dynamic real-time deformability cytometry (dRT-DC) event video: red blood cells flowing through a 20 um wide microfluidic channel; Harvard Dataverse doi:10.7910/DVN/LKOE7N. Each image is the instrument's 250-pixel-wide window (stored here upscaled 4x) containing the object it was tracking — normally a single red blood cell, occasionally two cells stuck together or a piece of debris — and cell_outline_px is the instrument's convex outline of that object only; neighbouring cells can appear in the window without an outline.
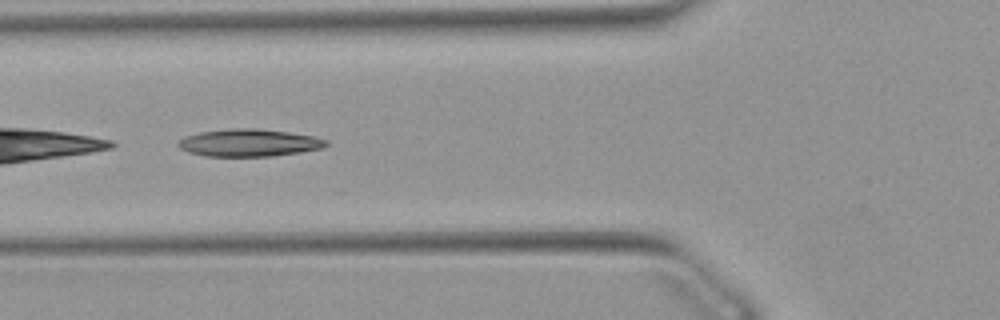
{"species": "Egyptian fruit bat (a non-hibernating species)", "species_latin": "Rousettus aegyptiacus", "temperature_condition": "warm", "stored_images_in_passage": 22, "camera_frame_rate_fps": 3000, "um_per_image_px": 0.085, "animal": {"sex": "female"}, "frame": {"image": 1, "passage_image": 4, "time_ms": 1.0, "image_size_px": [1000, 320], "cell_outline_px": [[328, 144], [324, 148], [300, 152], [272, 156], [204, 156], [188, 152], [180, 148], [176, 144], [184, 136], [200, 132], [228, 128], [256, 128], [288, 132], [312, 136], [328, 140]], "centroid_in_image_um": [21.15, 12.13], "position_along_channel_um": 104.6, "area_um2": 23.7}}
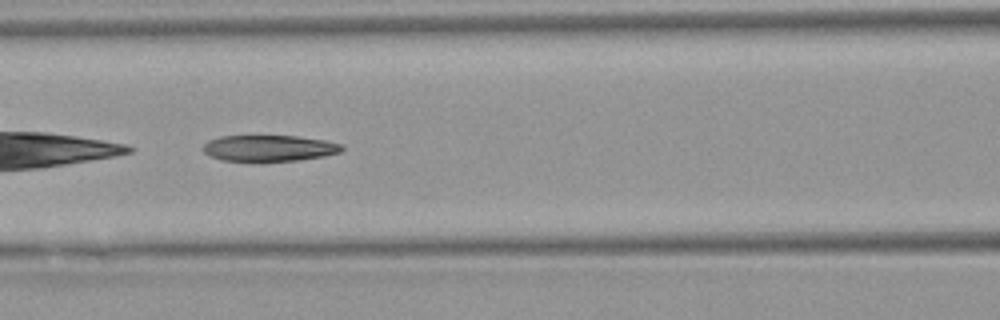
{"frame": {"image": 2, "passage_image": 7, "time_ms": 2.0, "image_size_px": [1000, 320], "cell_outline_px": [[344, 148], [340, 152], [324, 156], [300, 160], [264, 164], [256, 164], [220, 160], [208, 156], [204, 152], [204, 144], [208, 140], [220, 136], [296, 136], [324, 140], [344, 144]], "centroid_in_image_um": [22.84, 12.65], "position_along_channel_um": 143.8, "area_um2": 22.25}}